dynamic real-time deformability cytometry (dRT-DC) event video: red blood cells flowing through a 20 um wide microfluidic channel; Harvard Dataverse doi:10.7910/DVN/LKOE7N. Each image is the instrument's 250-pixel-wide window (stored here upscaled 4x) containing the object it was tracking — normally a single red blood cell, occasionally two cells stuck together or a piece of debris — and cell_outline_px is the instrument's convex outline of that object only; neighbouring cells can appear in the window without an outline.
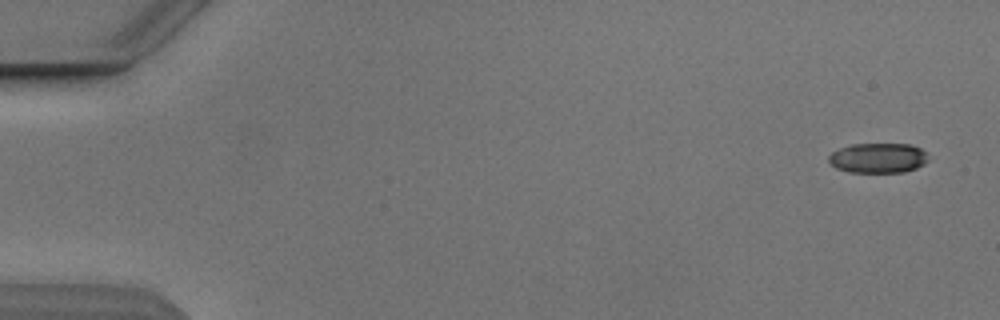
{"species": "Egyptian fruit bat (a non-hibernating species)", "species_latin": "Rousettus aegyptiacus", "temperature_condition": "cold", "stored_images_in_passage": 5, "camera_frame_rate_fps": 3000, "um_per_image_px": 0.085, "animal": {"sex": "male"}, "frame": {"image": 1, "passage_image": 1, "time_ms": 0.0, "image_size_px": [1000, 320], "cell_outline_px": [[928, 160], [924, 164], [916, 168], [904, 172], [848, 172], [836, 168], [828, 160], [828, 156], [832, 152], [840, 148], [852, 144], [908, 144], [920, 148], [924, 152]], "centroid_in_image_um": [74.62, 13.43], "position_along_channel_um": 10.4, "area_um2": 17.28}}